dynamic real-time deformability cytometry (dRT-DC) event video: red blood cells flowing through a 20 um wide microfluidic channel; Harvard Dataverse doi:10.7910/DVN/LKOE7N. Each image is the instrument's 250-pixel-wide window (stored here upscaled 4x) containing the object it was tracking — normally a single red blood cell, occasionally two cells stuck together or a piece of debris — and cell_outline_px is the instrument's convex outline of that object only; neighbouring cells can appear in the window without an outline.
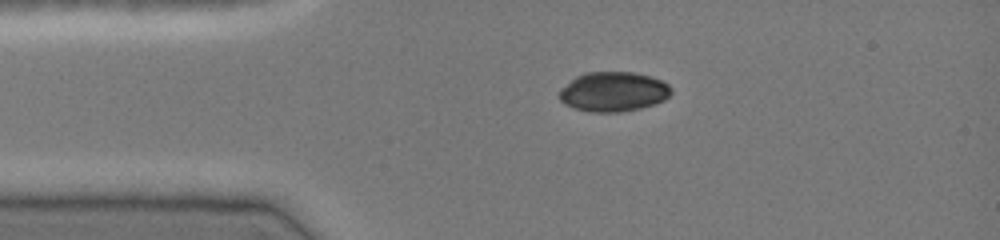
{"species": "common noctule bat (a hibernating species)", "species_latin": "Nyctalus noctula", "temperature_condition": "cold", "stored_images_in_passage": 38, "camera_frame_rate_fps": 3000, "um_per_image_px": 0.085, "animal": {"sex": "female", "body_mass_g": 19.0, "forearm_length_mm": 51.5}, "frame": {"image": 1, "passage_image": 1, "time_ms": 0.0, "image_size_px": [1000, 240], "cell_outline_px": [[672, 92], [664, 100], [656, 104], [640, 108], [620, 112], [588, 112], [564, 104], [556, 96], [560, 88], [576, 76], [584, 72], [636, 72], [652, 76], [668, 84], [672, 88]], "centroid_in_image_um": [52.12, 7.79], "position_along_channel_um": 32.9, "area_um2": 26.24}}
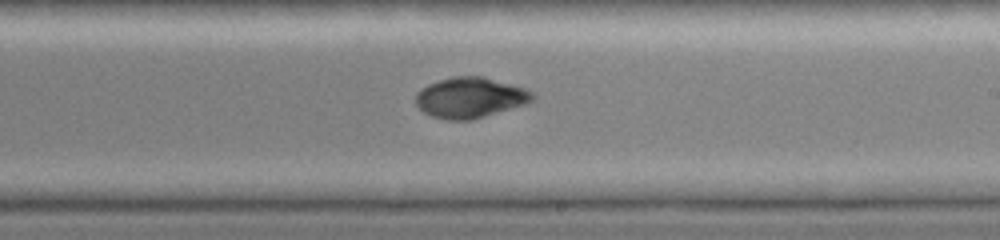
{"frame": {"image": 2, "passage_image": 19, "time_ms": 6.0, "image_size_px": [1000, 240], "cell_outline_px": [[536, 96], [532, 100], [524, 104], [472, 120], [448, 120], [432, 116], [424, 112], [416, 104], [416, 92], [420, 88], [428, 84], [452, 76], [484, 76], [524, 88], [532, 92]], "centroid_in_image_um": [39.94, 8.29], "position_along_channel_um": 249.1, "area_um2": 27.46}}
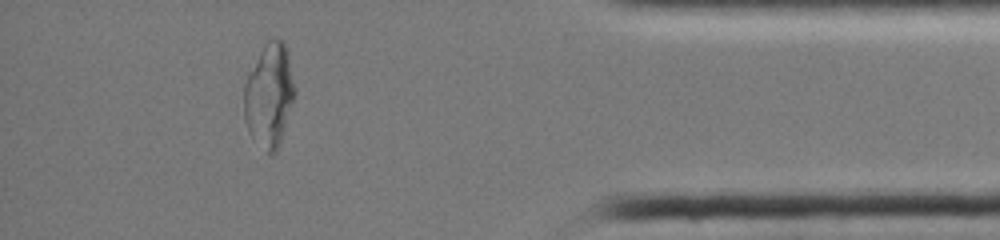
{"frame": {"image": 3, "passage_image": 33, "time_ms": 10.667, "image_size_px": [1000, 240], "cell_outline_px": [[296, 92], [280, 144], [276, 152], [268, 152], [252, 140], [248, 132], [244, 120], [244, 84], [248, 72], [264, 44], [268, 40], [284, 40], [288, 52], [296, 88]], "centroid_in_image_um": [22.88, 8.1], "position_along_channel_um": 412.3, "area_um2": 30.98}, "authors_computed_cell_mechanics": {"area_um2": 28.0619, "velocity_mm_per_s": 4.082, "shape_relaxation_time_tau1_ms": null, "shape_relaxation_time_tau2_ms": 2.0557, "deformation_change_tau1": null, "deformation_change_tau2": 0.0252}}